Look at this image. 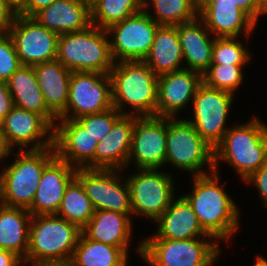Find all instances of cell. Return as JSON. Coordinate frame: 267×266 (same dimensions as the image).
Returning <instances> with one entry per match:
<instances>
[{"label": "cell", "instance_id": "1", "mask_svg": "<svg viewBox=\"0 0 267 266\" xmlns=\"http://www.w3.org/2000/svg\"><path fill=\"white\" fill-rule=\"evenodd\" d=\"M191 179V190L180 194L192 206L202 229L222 246L224 242L230 247L232 237L241 228L242 211L231 193L225 190L227 181L221 183L222 177L215 171L191 176Z\"/></svg>", "mask_w": 267, "mask_h": 266}, {"label": "cell", "instance_id": "2", "mask_svg": "<svg viewBox=\"0 0 267 266\" xmlns=\"http://www.w3.org/2000/svg\"><path fill=\"white\" fill-rule=\"evenodd\" d=\"M249 119L234 122L214 148V171L221 174L224 162L235 170L240 183L267 164V123L257 115Z\"/></svg>", "mask_w": 267, "mask_h": 266}, {"label": "cell", "instance_id": "3", "mask_svg": "<svg viewBox=\"0 0 267 266\" xmlns=\"http://www.w3.org/2000/svg\"><path fill=\"white\" fill-rule=\"evenodd\" d=\"M112 105L122 115L156 116L158 76L143 60L115 62Z\"/></svg>", "mask_w": 267, "mask_h": 266}, {"label": "cell", "instance_id": "4", "mask_svg": "<svg viewBox=\"0 0 267 266\" xmlns=\"http://www.w3.org/2000/svg\"><path fill=\"white\" fill-rule=\"evenodd\" d=\"M81 229L56 214L32 215L24 266H67Z\"/></svg>", "mask_w": 267, "mask_h": 266}, {"label": "cell", "instance_id": "5", "mask_svg": "<svg viewBox=\"0 0 267 266\" xmlns=\"http://www.w3.org/2000/svg\"><path fill=\"white\" fill-rule=\"evenodd\" d=\"M55 157L54 146L38 150H13L8 161L0 167V203L29 209L43 170Z\"/></svg>", "mask_w": 267, "mask_h": 266}, {"label": "cell", "instance_id": "6", "mask_svg": "<svg viewBox=\"0 0 267 266\" xmlns=\"http://www.w3.org/2000/svg\"><path fill=\"white\" fill-rule=\"evenodd\" d=\"M133 250L148 266H215L223 248L213 237L140 239Z\"/></svg>", "mask_w": 267, "mask_h": 266}, {"label": "cell", "instance_id": "7", "mask_svg": "<svg viewBox=\"0 0 267 266\" xmlns=\"http://www.w3.org/2000/svg\"><path fill=\"white\" fill-rule=\"evenodd\" d=\"M166 166H170L168 171L171 174H174L172 169H175L188 176L204 175L214 171V148L201 138L183 116L167 117L164 170L168 169Z\"/></svg>", "mask_w": 267, "mask_h": 266}, {"label": "cell", "instance_id": "8", "mask_svg": "<svg viewBox=\"0 0 267 266\" xmlns=\"http://www.w3.org/2000/svg\"><path fill=\"white\" fill-rule=\"evenodd\" d=\"M56 59L71 72L109 74L115 63L107 31L93 24L79 32L59 35Z\"/></svg>", "mask_w": 267, "mask_h": 266}, {"label": "cell", "instance_id": "9", "mask_svg": "<svg viewBox=\"0 0 267 266\" xmlns=\"http://www.w3.org/2000/svg\"><path fill=\"white\" fill-rule=\"evenodd\" d=\"M132 170L126 168L123 171L130 191L133 220L142 217L154 224L178 195L177 178L164 169Z\"/></svg>", "mask_w": 267, "mask_h": 266}, {"label": "cell", "instance_id": "10", "mask_svg": "<svg viewBox=\"0 0 267 266\" xmlns=\"http://www.w3.org/2000/svg\"><path fill=\"white\" fill-rule=\"evenodd\" d=\"M236 98L227 91L208 87L202 82L192 100L191 117L185 112L188 114L186 119L196 132L213 148L223 140L224 134L231 127L229 119L233 117L230 113Z\"/></svg>", "mask_w": 267, "mask_h": 266}, {"label": "cell", "instance_id": "11", "mask_svg": "<svg viewBox=\"0 0 267 266\" xmlns=\"http://www.w3.org/2000/svg\"><path fill=\"white\" fill-rule=\"evenodd\" d=\"M111 78L99 72H72L65 112L58 119H78L112 108Z\"/></svg>", "mask_w": 267, "mask_h": 266}, {"label": "cell", "instance_id": "12", "mask_svg": "<svg viewBox=\"0 0 267 266\" xmlns=\"http://www.w3.org/2000/svg\"><path fill=\"white\" fill-rule=\"evenodd\" d=\"M76 178L95 211L111 210L132 215L130 191L123 170L77 168Z\"/></svg>", "mask_w": 267, "mask_h": 266}, {"label": "cell", "instance_id": "13", "mask_svg": "<svg viewBox=\"0 0 267 266\" xmlns=\"http://www.w3.org/2000/svg\"><path fill=\"white\" fill-rule=\"evenodd\" d=\"M158 27L142 10L106 29L114 62L144 60Z\"/></svg>", "mask_w": 267, "mask_h": 266}, {"label": "cell", "instance_id": "14", "mask_svg": "<svg viewBox=\"0 0 267 266\" xmlns=\"http://www.w3.org/2000/svg\"><path fill=\"white\" fill-rule=\"evenodd\" d=\"M167 117L135 119L127 168L163 169L166 158Z\"/></svg>", "mask_w": 267, "mask_h": 266}, {"label": "cell", "instance_id": "15", "mask_svg": "<svg viewBox=\"0 0 267 266\" xmlns=\"http://www.w3.org/2000/svg\"><path fill=\"white\" fill-rule=\"evenodd\" d=\"M8 33L22 66H33L57 58L59 35L40 25L33 17L17 14Z\"/></svg>", "mask_w": 267, "mask_h": 266}, {"label": "cell", "instance_id": "16", "mask_svg": "<svg viewBox=\"0 0 267 266\" xmlns=\"http://www.w3.org/2000/svg\"><path fill=\"white\" fill-rule=\"evenodd\" d=\"M1 131L12 150L53 147L54 128L41 115L17 106L1 121Z\"/></svg>", "mask_w": 267, "mask_h": 266}, {"label": "cell", "instance_id": "17", "mask_svg": "<svg viewBox=\"0 0 267 266\" xmlns=\"http://www.w3.org/2000/svg\"><path fill=\"white\" fill-rule=\"evenodd\" d=\"M201 83L200 73L185 68L158 76L156 116L185 117Z\"/></svg>", "mask_w": 267, "mask_h": 266}, {"label": "cell", "instance_id": "18", "mask_svg": "<svg viewBox=\"0 0 267 266\" xmlns=\"http://www.w3.org/2000/svg\"><path fill=\"white\" fill-rule=\"evenodd\" d=\"M98 140L75 119H58L54 126L56 156L76 168L95 169Z\"/></svg>", "mask_w": 267, "mask_h": 266}, {"label": "cell", "instance_id": "19", "mask_svg": "<svg viewBox=\"0 0 267 266\" xmlns=\"http://www.w3.org/2000/svg\"><path fill=\"white\" fill-rule=\"evenodd\" d=\"M76 172V167L56 156L42 172L29 212L32 215L56 214Z\"/></svg>", "mask_w": 267, "mask_h": 266}, {"label": "cell", "instance_id": "20", "mask_svg": "<svg viewBox=\"0 0 267 266\" xmlns=\"http://www.w3.org/2000/svg\"><path fill=\"white\" fill-rule=\"evenodd\" d=\"M198 17L214 37H251L257 24L230 1L198 3Z\"/></svg>", "mask_w": 267, "mask_h": 266}, {"label": "cell", "instance_id": "21", "mask_svg": "<svg viewBox=\"0 0 267 266\" xmlns=\"http://www.w3.org/2000/svg\"><path fill=\"white\" fill-rule=\"evenodd\" d=\"M154 223L156 230L151 233V236L142 239L186 240L212 237L202 229L192 206L180 192Z\"/></svg>", "mask_w": 267, "mask_h": 266}, {"label": "cell", "instance_id": "22", "mask_svg": "<svg viewBox=\"0 0 267 266\" xmlns=\"http://www.w3.org/2000/svg\"><path fill=\"white\" fill-rule=\"evenodd\" d=\"M136 115H122L95 151V169L124 170L131 151Z\"/></svg>", "mask_w": 267, "mask_h": 266}, {"label": "cell", "instance_id": "23", "mask_svg": "<svg viewBox=\"0 0 267 266\" xmlns=\"http://www.w3.org/2000/svg\"><path fill=\"white\" fill-rule=\"evenodd\" d=\"M32 17L58 35L79 32L91 25L90 4L84 0H56Z\"/></svg>", "mask_w": 267, "mask_h": 266}, {"label": "cell", "instance_id": "24", "mask_svg": "<svg viewBox=\"0 0 267 266\" xmlns=\"http://www.w3.org/2000/svg\"><path fill=\"white\" fill-rule=\"evenodd\" d=\"M135 221L133 215L111 210H98L81 229L87 238L119 248H131L134 241Z\"/></svg>", "mask_w": 267, "mask_h": 266}, {"label": "cell", "instance_id": "25", "mask_svg": "<svg viewBox=\"0 0 267 266\" xmlns=\"http://www.w3.org/2000/svg\"><path fill=\"white\" fill-rule=\"evenodd\" d=\"M177 33L182 47L184 68L202 75L212 64L216 37L210 33L199 17L191 22L179 24Z\"/></svg>", "mask_w": 267, "mask_h": 266}, {"label": "cell", "instance_id": "26", "mask_svg": "<svg viewBox=\"0 0 267 266\" xmlns=\"http://www.w3.org/2000/svg\"><path fill=\"white\" fill-rule=\"evenodd\" d=\"M48 110L58 119L66 109L71 71L57 59L33 65Z\"/></svg>", "mask_w": 267, "mask_h": 266}, {"label": "cell", "instance_id": "27", "mask_svg": "<svg viewBox=\"0 0 267 266\" xmlns=\"http://www.w3.org/2000/svg\"><path fill=\"white\" fill-rule=\"evenodd\" d=\"M6 83L14 106L41 115L54 128L58 119L46 107L33 66H21Z\"/></svg>", "mask_w": 267, "mask_h": 266}, {"label": "cell", "instance_id": "28", "mask_svg": "<svg viewBox=\"0 0 267 266\" xmlns=\"http://www.w3.org/2000/svg\"><path fill=\"white\" fill-rule=\"evenodd\" d=\"M31 217L28 209L0 203V250L14 253L22 261L26 259Z\"/></svg>", "mask_w": 267, "mask_h": 266}, {"label": "cell", "instance_id": "29", "mask_svg": "<svg viewBox=\"0 0 267 266\" xmlns=\"http://www.w3.org/2000/svg\"><path fill=\"white\" fill-rule=\"evenodd\" d=\"M143 61L157 76L184 68L177 26L158 27L150 51Z\"/></svg>", "mask_w": 267, "mask_h": 266}, {"label": "cell", "instance_id": "30", "mask_svg": "<svg viewBox=\"0 0 267 266\" xmlns=\"http://www.w3.org/2000/svg\"><path fill=\"white\" fill-rule=\"evenodd\" d=\"M130 248L87 239L82 233L67 266H130Z\"/></svg>", "mask_w": 267, "mask_h": 266}, {"label": "cell", "instance_id": "31", "mask_svg": "<svg viewBox=\"0 0 267 266\" xmlns=\"http://www.w3.org/2000/svg\"><path fill=\"white\" fill-rule=\"evenodd\" d=\"M143 10L159 26H178L198 17V0H143Z\"/></svg>", "mask_w": 267, "mask_h": 266}, {"label": "cell", "instance_id": "32", "mask_svg": "<svg viewBox=\"0 0 267 266\" xmlns=\"http://www.w3.org/2000/svg\"><path fill=\"white\" fill-rule=\"evenodd\" d=\"M94 207L81 182L75 177L66 187L56 215L82 229L94 215Z\"/></svg>", "mask_w": 267, "mask_h": 266}, {"label": "cell", "instance_id": "33", "mask_svg": "<svg viewBox=\"0 0 267 266\" xmlns=\"http://www.w3.org/2000/svg\"><path fill=\"white\" fill-rule=\"evenodd\" d=\"M142 10L143 0H93L90 3L91 24L106 30Z\"/></svg>", "mask_w": 267, "mask_h": 266}, {"label": "cell", "instance_id": "34", "mask_svg": "<svg viewBox=\"0 0 267 266\" xmlns=\"http://www.w3.org/2000/svg\"><path fill=\"white\" fill-rule=\"evenodd\" d=\"M245 66L247 65L211 64L202 74V82L208 87L237 96V91L246 83Z\"/></svg>", "mask_w": 267, "mask_h": 266}, {"label": "cell", "instance_id": "35", "mask_svg": "<svg viewBox=\"0 0 267 266\" xmlns=\"http://www.w3.org/2000/svg\"><path fill=\"white\" fill-rule=\"evenodd\" d=\"M252 37H216L213 45L212 64L248 65L252 62L249 43ZM246 39L244 43L243 40Z\"/></svg>", "mask_w": 267, "mask_h": 266}, {"label": "cell", "instance_id": "36", "mask_svg": "<svg viewBox=\"0 0 267 266\" xmlns=\"http://www.w3.org/2000/svg\"><path fill=\"white\" fill-rule=\"evenodd\" d=\"M122 116L114 107L91 115H85L76 119L88 132L101 141L110 133L113 124Z\"/></svg>", "mask_w": 267, "mask_h": 266}, {"label": "cell", "instance_id": "37", "mask_svg": "<svg viewBox=\"0 0 267 266\" xmlns=\"http://www.w3.org/2000/svg\"><path fill=\"white\" fill-rule=\"evenodd\" d=\"M22 66L8 32H0V81H7Z\"/></svg>", "mask_w": 267, "mask_h": 266}, {"label": "cell", "instance_id": "38", "mask_svg": "<svg viewBox=\"0 0 267 266\" xmlns=\"http://www.w3.org/2000/svg\"><path fill=\"white\" fill-rule=\"evenodd\" d=\"M245 186L249 185L255 187V192L257 191L260 196L261 207L267 211V164L260 167L254 173H252L247 179L242 182Z\"/></svg>", "mask_w": 267, "mask_h": 266}, {"label": "cell", "instance_id": "39", "mask_svg": "<svg viewBox=\"0 0 267 266\" xmlns=\"http://www.w3.org/2000/svg\"><path fill=\"white\" fill-rule=\"evenodd\" d=\"M217 1H230L231 3L236 4L257 25L262 19L260 0H198V3H216Z\"/></svg>", "mask_w": 267, "mask_h": 266}, {"label": "cell", "instance_id": "40", "mask_svg": "<svg viewBox=\"0 0 267 266\" xmlns=\"http://www.w3.org/2000/svg\"><path fill=\"white\" fill-rule=\"evenodd\" d=\"M17 12L4 0H0V32H8Z\"/></svg>", "mask_w": 267, "mask_h": 266}, {"label": "cell", "instance_id": "41", "mask_svg": "<svg viewBox=\"0 0 267 266\" xmlns=\"http://www.w3.org/2000/svg\"><path fill=\"white\" fill-rule=\"evenodd\" d=\"M13 107L14 101L8 90L7 83L0 81V119L3 120Z\"/></svg>", "mask_w": 267, "mask_h": 266}, {"label": "cell", "instance_id": "42", "mask_svg": "<svg viewBox=\"0 0 267 266\" xmlns=\"http://www.w3.org/2000/svg\"><path fill=\"white\" fill-rule=\"evenodd\" d=\"M54 1L56 0H24L22 9L17 14L32 17L41 8L49 6Z\"/></svg>", "mask_w": 267, "mask_h": 266}, {"label": "cell", "instance_id": "43", "mask_svg": "<svg viewBox=\"0 0 267 266\" xmlns=\"http://www.w3.org/2000/svg\"><path fill=\"white\" fill-rule=\"evenodd\" d=\"M0 266H24V264L14 253L0 250Z\"/></svg>", "mask_w": 267, "mask_h": 266}, {"label": "cell", "instance_id": "44", "mask_svg": "<svg viewBox=\"0 0 267 266\" xmlns=\"http://www.w3.org/2000/svg\"><path fill=\"white\" fill-rule=\"evenodd\" d=\"M12 151L6 142L3 132L0 131V167L9 159Z\"/></svg>", "mask_w": 267, "mask_h": 266}, {"label": "cell", "instance_id": "45", "mask_svg": "<svg viewBox=\"0 0 267 266\" xmlns=\"http://www.w3.org/2000/svg\"><path fill=\"white\" fill-rule=\"evenodd\" d=\"M252 266H267V257H265V255L257 253L254 257V263L252 264Z\"/></svg>", "mask_w": 267, "mask_h": 266}, {"label": "cell", "instance_id": "46", "mask_svg": "<svg viewBox=\"0 0 267 266\" xmlns=\"http://www.w3.org/2000/svg\"><path fill=\"white\" fill-rule=\"evenodd\" d=\"M9 4L17 13L22 9L24 0H4Z\"/></svg>", "mask_w": 267, "mask_h": 266}, {"label": "cell", "instance_id": "47", "mask_svg": "<svg viewBox=\"0 0 267 266\" xmlns=\"http://www.w3.org/2000/svg\"><path fill=\"white\" fill-rule=\"evenodd\" d=\"M262 16H267V0H260Z\"/></svg>", "mask_w": 267, "mask_h": 266}, {"label": "cell", "instance_id": "48", "mask_svg": "<svg viewBox=\"0 0 267 266\" xmlns=\"http://www.w3.org/2000/svg\"><path fill=\"white\" fill-rule=\"evenodd\" d=\"M86 2H88L89 4L93 1V0H84Z\"/></svg>", "mask_w": 267, "mask_h": 266}]
</instances>
